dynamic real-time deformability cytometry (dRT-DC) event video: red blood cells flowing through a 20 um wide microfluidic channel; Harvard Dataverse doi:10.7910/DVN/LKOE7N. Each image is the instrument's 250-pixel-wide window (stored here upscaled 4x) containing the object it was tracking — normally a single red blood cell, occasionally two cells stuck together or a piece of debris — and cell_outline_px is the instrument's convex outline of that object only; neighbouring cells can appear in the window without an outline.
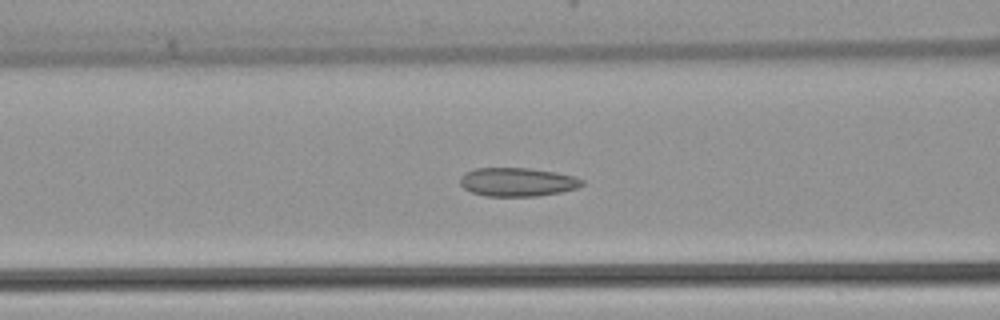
{"species": "common noctule bat (a hibernating species)", "species_latin": "Nyctalus noctula", "temperature_condition": "warm", "stored_images_in_passage": 48, "camera_frame_rate_fps": 3000, "um_per_image_px": 0.085, "animal": {"sex": "female", "body_mass_g": 22.7, "forearm_length_mm": 54.2}, "frame": {"image": 1, "passage_image": 19, "time_ms": 6.0, "image_size_px": [1000, 320], "cell_outline_px": [[584, 184], [576, 188], [560, 192], [536, 196], [484, 196], [472, 192], [464, 188], [460, 184], [460, 176], [464, 172], [476, 168], [528, 168], [556, 172], [576, 176], [584, 180]], "centroid_in_image_um": [43.97, 15.46], "position_along_channel_um": 122.6, "area_um2": 20.46}}
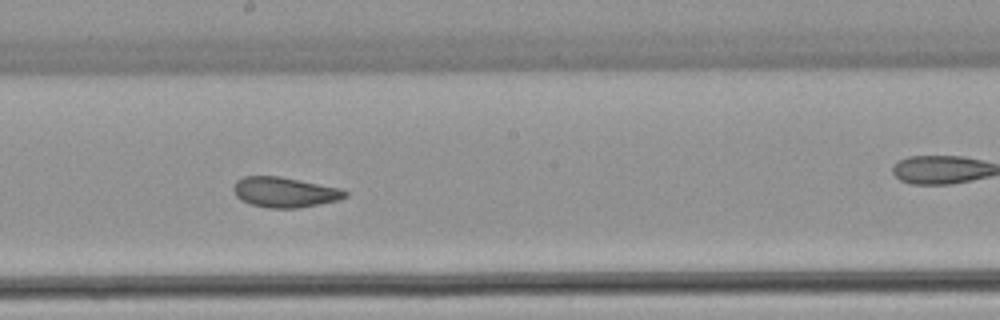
{"frame": {"image": 2, "passage_image": 26, "time_ms": 8.333, "image_size_px": [1000, 320], "cell_outline_px": [[348, 196], [336, 200], [300, 208], [268, 208], [252, 204], [240, 200], [236, 196], [232, 188], [236, 180], [244, 176], [280, 176], [340, 188], [348, 192]], "centroid_in_image_um": [24.17, 16.33], "position_along_channel_um": 224.0, "area_um2": 19.65}}
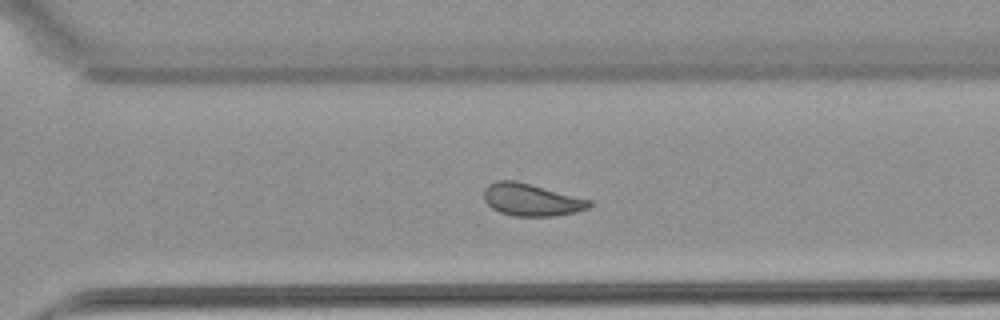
{"frame": {"image": 3, "passage_image": 33, "time_ms": 10.667, "image_size_px": [1000, 320], "cell_outline_px": [[592, 204], [588, 208], [576, 212], [556, 216], [512, 216], [500, 212], [492, 208], [484, 200], [484, 188], [488, 184], [496, 180], [516, 180], [592, 200]], "centroid_in_image_um": [45.16, 16.98], "position_along_channel_um": 325.4, "area_um2": 20.0}}